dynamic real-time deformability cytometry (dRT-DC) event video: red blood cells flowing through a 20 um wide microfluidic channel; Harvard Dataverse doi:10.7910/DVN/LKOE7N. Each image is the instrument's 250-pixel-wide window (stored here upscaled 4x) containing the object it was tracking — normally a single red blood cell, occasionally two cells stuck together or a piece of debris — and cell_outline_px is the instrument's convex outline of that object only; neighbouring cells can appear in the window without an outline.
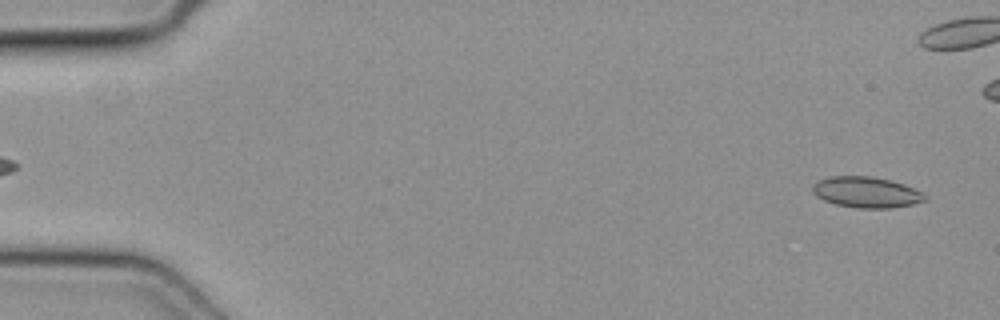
{"species": "common noctule bat (a hibernating species)", "species_latin": "Nyctalus noctula", "temperature_condition": "cold", "stored_images_in_passage": 44, "camera_frame_rate_fps": 3000, "um_per_image_px": 0.085, "animal": {"sex": "female", "body_mass_g": 19.3, "forearm_length_mm": 54.1}, "frame": {"image": 1, "passage_image": 2, "time_ms": 0.333, "image_size_px": [1000, 320], "cell_outline_px": [[924, 200], [912, 204], [888, 208], [856, 208], [836, 204], [824, 200], [816, 196], [812, 192], [812, 184], [816, 180], [828, 176], [872, 176], [892, 180], [904, 184], [924, 192]], "centroid_in_image_um": [73.59, 16.32], "position_along_channel_um": 11.4, "area_um2": 20.35}}
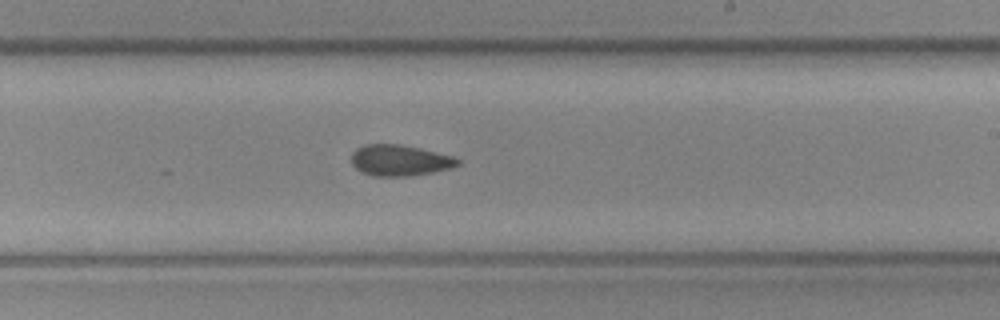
{"frame": {"image": 2, "passage_image": 29, "time_ms": 9.333, "image_size_px": [1000, 320], "cell_outline_px": [[460, 164], [452, 168], [432, 172], [408, 176], [372, 176], [360, 172], [352, 164], [352, 152], [356, 148], [364, 144], [400, 144], [420, 148], [452, 156], [460, 160]], "centroid_in_image_um": [33.96, 13.63], "position_along_channel_um": 255.0, "area_um2": 19.31}}
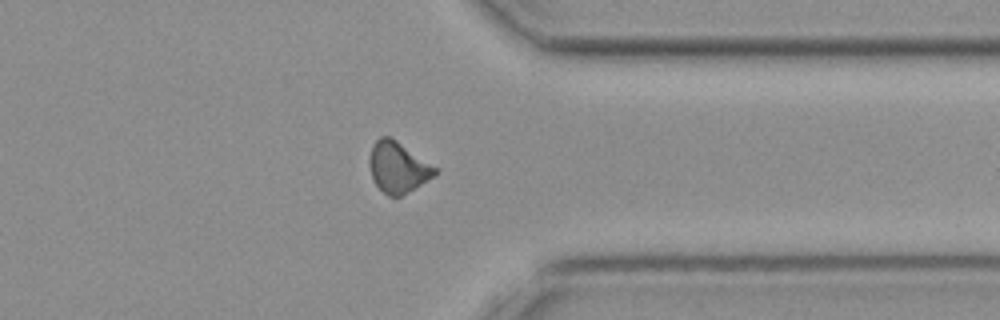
{"frame": {"image": 3, "passage_image": 38, "time_ms": 12.333, "image_size_px": [1000, 320], "cell_outline_px": [[440, 172], [408, 192], [400, 196], [388, 196], [372, 180], [368, 160], [372, 144], [380, 136], [388, 136], [440, 168]], "centroid_in_image_um": [33.83, 14.21], "position_along_channel_um": 377.6, "area_um2": 19.48}}